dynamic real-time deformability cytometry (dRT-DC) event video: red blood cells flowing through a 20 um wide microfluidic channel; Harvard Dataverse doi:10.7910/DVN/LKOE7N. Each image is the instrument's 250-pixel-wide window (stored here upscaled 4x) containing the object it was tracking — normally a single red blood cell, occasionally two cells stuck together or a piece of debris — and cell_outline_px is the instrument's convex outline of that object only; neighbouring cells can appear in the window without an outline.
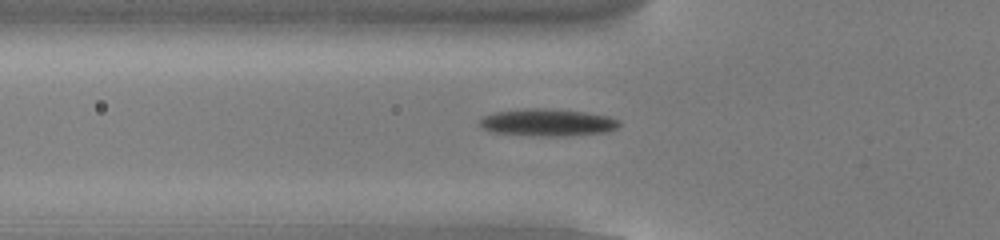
{"species": "common noctule bat (a hibernating species)", "species_latin": "Nyctalus noctula", "temperature_condition": "cold", "stored_images_in_passage": 16, "camera_frame_rate_fps": 3000, "um_per_image_px": 0.085, "animal": {"sex": "male", "body_mass_g": 13.0, "forearm_length_mm": 53.1}, "frame": {"image": 1, "passage_image": 10, "time_ms": 3.0, "image_size_px": [1000, 240], "cell_outline_px": [[620, 124], [616, 128], [608, 132], [568, 136], [540, 136], [492, 132], [484, 128], [480, 124], [480, 116], [496, 112], [524, 108], [544, 108], [584, 112], [608, 116], [620, 120]], "centroid_in_image_um": [46.55, 10.41], "position_along_channel_um": 79.2, "area_um2": 22.2}}
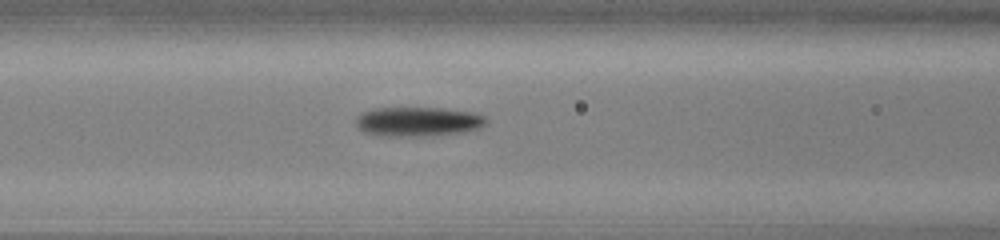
{"frame": {"image": 2, "passage_image": 14, "time_ms": 4.333, "image_size_px": [1000, 240], "cell_outline_px": [[488, 120], [480, 128], [464, 132], [432, 136], [380, 136], [364, 132], [356, 124], [356, 116], [364, 112], [376, 108], [440, 108], [472, 112], [484, 116]], "centroid_in_image_um": [35.54, 10.35], "position_along_channel_um": 131.1, "area_um2": 22.37}}